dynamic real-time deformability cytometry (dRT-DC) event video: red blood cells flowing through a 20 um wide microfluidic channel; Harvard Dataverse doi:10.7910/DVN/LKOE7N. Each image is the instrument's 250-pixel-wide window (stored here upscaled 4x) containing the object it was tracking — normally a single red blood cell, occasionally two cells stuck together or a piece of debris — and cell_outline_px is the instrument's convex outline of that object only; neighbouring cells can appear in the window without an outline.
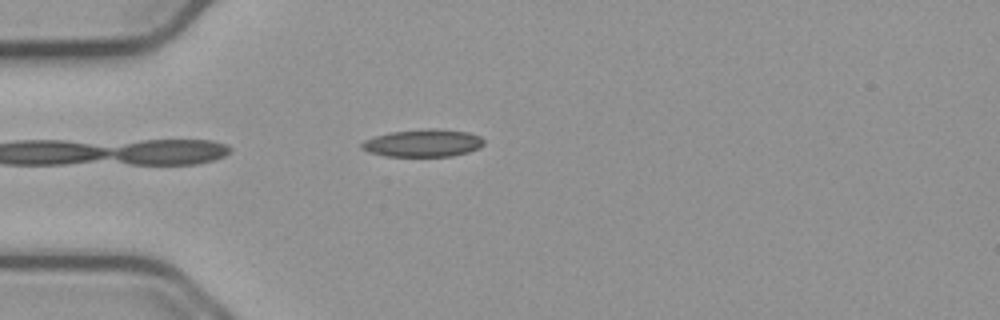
{"species": "common noctule bat (a hibernating species)", "species_latin": "Nyctalus noctula", "temperature_condition": "cold", "stored_images_in_passage": 7, "camera_frame_rate_fps": 3000, "um_per_image_px": 0.085, "animal": {"sex": "male", "body_mass_g": 23.1, "forearm_length_mm": 52.7}, "frame": {"image": 1, "passage_image": 1, "time_ms": 0.0, "image_size_px": [1000, 320], "cell_outline_px": [[484, 144], [480, 148], [468, 152], [452, 156], [384, 156], [368, 152], [360, 148], [360, 144], [364, 140], [376, 136], [392, 132], [468, 132], [480, 136], [484, 140]], "centroid_in_image_um": [35.92, 12.23], "position_along_channel_um": 49.1, "area_um2": 18.5}}